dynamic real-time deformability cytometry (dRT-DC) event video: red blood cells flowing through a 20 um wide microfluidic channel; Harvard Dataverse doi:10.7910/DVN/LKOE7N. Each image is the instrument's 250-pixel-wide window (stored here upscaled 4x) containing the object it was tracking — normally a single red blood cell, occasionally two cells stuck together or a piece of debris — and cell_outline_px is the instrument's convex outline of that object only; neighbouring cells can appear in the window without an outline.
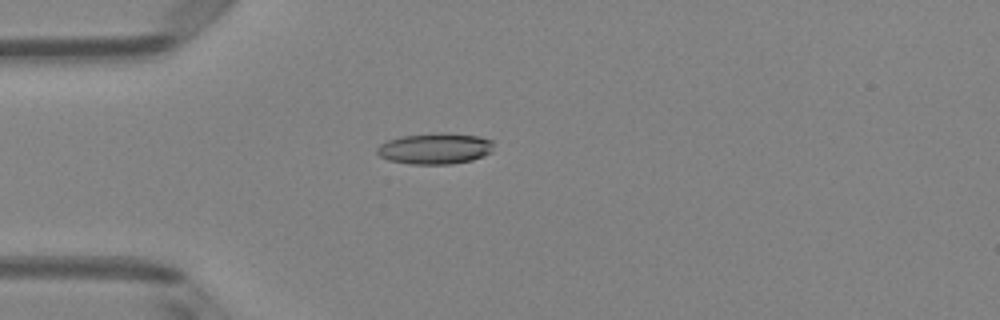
{"species": "Egyptian fruit bat (a non-hibernating species)", "species_latin": "Rousettus aegyptiacus", "temperature_condition": "room temperature", "stored_images_in_passage": 51, "camera_frame_rate_fps": 3000, "um_per_image_px": 0.085, "animal": {"sex": "female"}, "frame": {"image": 1, "passage_image": 14, "time_ms": 4.333, "image_size_px": [1000, 320], "cell_outline_px": [[492, 152], [484, 156], [472, 160], [452, 164], [408, 164], [388, 160], [380, 156], [376, 152], [376, 148], [380, 144], [388, 140], [404, 136], [436, 132], [444, 132], [480, 136], [492, 140]], "centroid_in_image_um": [36.99, 12.62], "position_along_channel_um": 48.0, "area_um2": 21.33}}
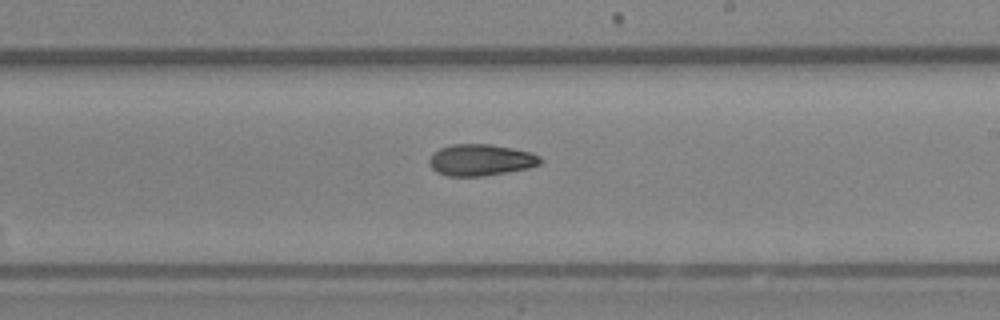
{"frame": {"image": 2, "passage_image": 30, "time_ms": 9.667, "image_size_px": [1000, 320], "cell_outline_px": [[544, 160], [540, 164], [528, 168], [484, 176], [448, 176], [436, 172], [432, 168], [428, 160], [432, 152], [440, 148], [452, 144], [488, 144], [512, 148], [532, 152], [540, 156]], "centroid_in_image_um": [40.86, 13.59], "position_along_channel_um": 248.1, "area_um2": 20.52}}
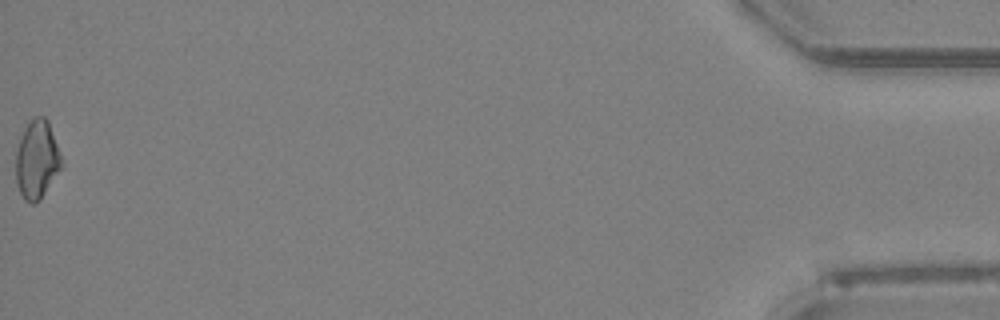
{"frame": {"image": 3, "passage_image": 51, "time_ms": 16.667, "image_size_px": [1000, 320], "cell_outline_px": [[64, 164], [40, 200], [36, 204], [28, 204], [24, 200], [16, 184], [16, 148], [24, 128], [32, 116], [44, 116], [48, 120]], "centroid_in_image_um": [3.13, 13.58], "position_along_channel_um": 432.1, "area_um2": 21.21}}